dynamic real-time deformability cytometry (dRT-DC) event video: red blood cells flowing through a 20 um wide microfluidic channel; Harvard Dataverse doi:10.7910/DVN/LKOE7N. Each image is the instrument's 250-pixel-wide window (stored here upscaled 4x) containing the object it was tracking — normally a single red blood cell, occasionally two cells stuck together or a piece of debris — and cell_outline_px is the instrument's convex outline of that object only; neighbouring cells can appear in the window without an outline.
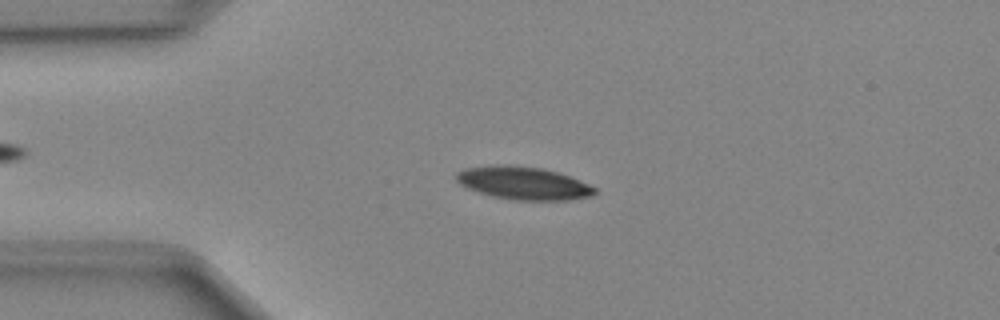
{"species": "Egyptian fruit bat (a non-hibernating species)", "species_latin": "Rousettus aegyptiacus", "temperature_condition": "cold", "stored_images_in_passage": 48, "camera_frame_rate_fps": 3000, "um_per_image_px": 0.085, "animal": {"sex": "female"}, "frame": {"image": 1, "passage_image": 11, "time_ms": 3.333, "image_size_px": [1000, 320], "cell_outline_px": [[596, 192], [592, 196], [568, 200], [516, 200], [492, 196], [468, 188], [460, 184], [456, 180], [456, 172], [464, 168], [496, 164], [508, 164], [544, 168], [560, 172], [580, 180], [596, 188]], "centroid_in_image_um": [44.49, 15.55], "position_along_channel_um": 40.5, "area_um2": 26.76}}
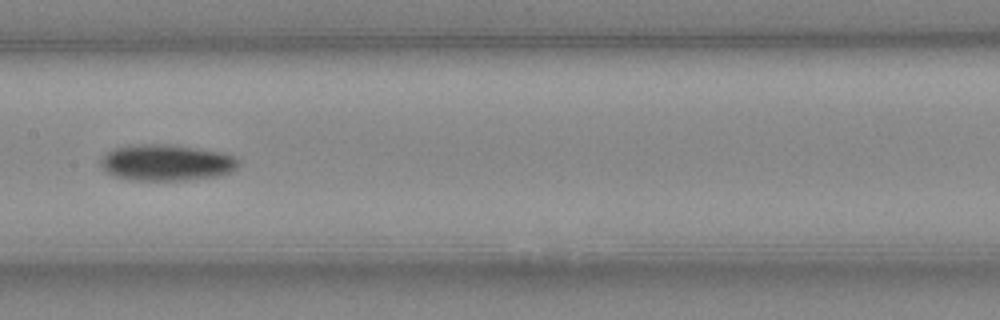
{"frame": {"image": 2, "passage_image": 24, "time_ms": 7.667, "image_size_px": [1000, 320], "cell_outline_px": [[240, 164], [236, 168], [220, 176], [184, 180], [128, 180], [116, 176], [108, 172], [100, 164], [100, 160], [108, 152], [116, 148], [144, 144], [168, 144], [196, 148], [220, 152], [232, 156], [240, 160]], "centroid_in_image_um": [14.18, 13.83], "position_along_channel_um": 193.2, "area_um2": 28.78}}
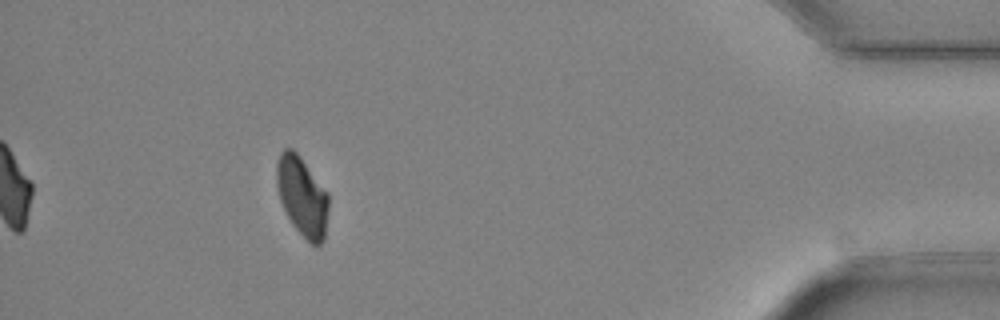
{"frame": {"image": 3, "passage_image": 44, "time_ms": 14.333, "image_size_px": [1000, 320], "cell_outline_px": [[328, 208], [324, 240], [316, 248], [292, 224], [280, 200], [276, 184], [276, 160], [280, 152], [284, 148], [292, 148], [300, 156], [328, 192]], "centroid_in_image_um": [25.68, 16.66], "position_along_channel_um": 409.5, "area_um2": 24.04}}